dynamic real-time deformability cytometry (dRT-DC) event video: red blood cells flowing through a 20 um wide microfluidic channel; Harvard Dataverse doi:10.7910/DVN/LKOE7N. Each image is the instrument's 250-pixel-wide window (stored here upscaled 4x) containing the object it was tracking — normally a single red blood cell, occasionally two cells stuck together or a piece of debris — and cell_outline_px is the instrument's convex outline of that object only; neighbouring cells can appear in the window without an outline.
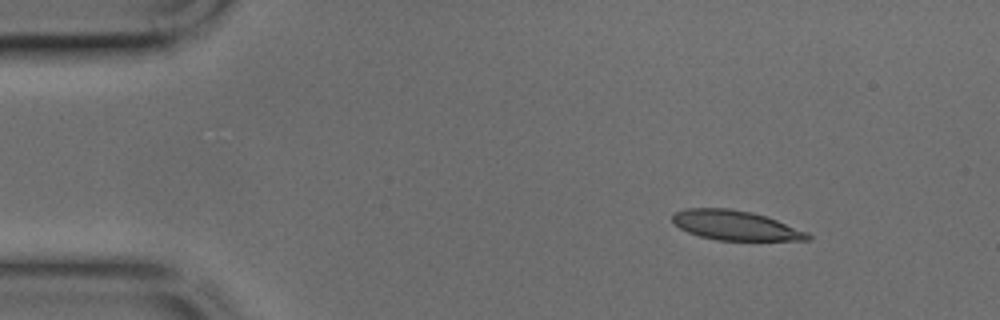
{"species": "common noctule bat (a hibernating species)", "species_latin": "Nyctalus noctula", "temperature_condition": "cold", "stored_images_in_passage": 40, "camera_frame_rate_fps": 3000, "um_per_image_px": 0.085, "animal": {"sex": "male", "body_mass_g": 17.9, "forearm_length_mm": 54.2}, "frame": {"image": 1, "passage_image": 1, "time_ms": 0.0, "image_size_px": [1000, 320], "cell_outline_px": [[812, 240], [716, 240], [700, 236], [688, 232], [680, 228], [672, 220], [672, 212], [688, 208], [728, 208], [752, 212], [776, 220], [808, 232], [812, 236]], "centroid_in_image_um": [62.5, 19.15], "position_along_channel_um": 22.5, "area_um2": 23.24}}
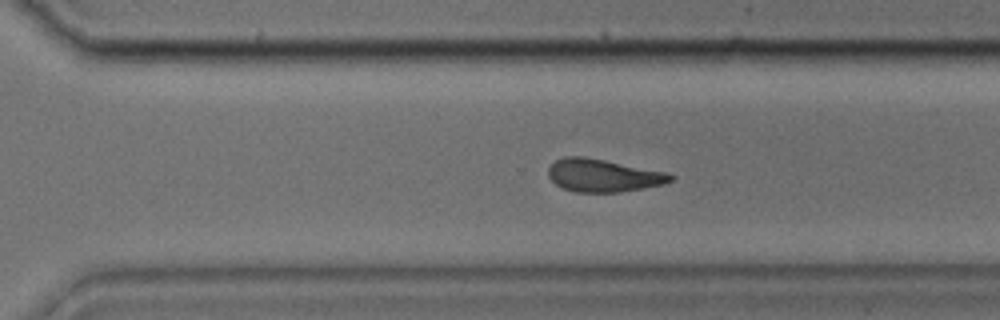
{"frame": {"image": 2, "passage_image": 26, "time_ms": 8.333, "image_size_px": [1000, 320], "cell_outline_px": [[676, 176], [672, 180], [664, 184], [616, 192], [576, 192], [564, 188], [556, 184], [548, 176], [548, 168], [556, 160], [564, 156], [584, 156], [668, 172]], "centroid_in_image_um": [51.27, 14.9], "position_along_channel_um": 319.3, "area_um2": 23.24}}
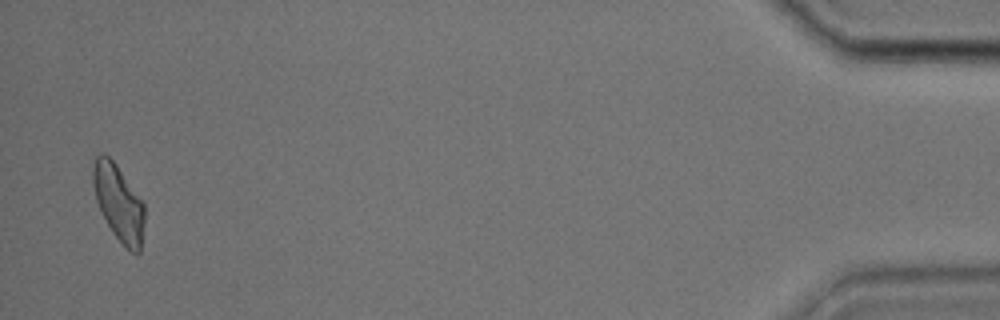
{"frame": {"image": 3, "passage_image": 39, "time_ms": 12.667, "image_size_px": [1000, 320], "cell_outline_px": [[144, 224], [140, 252], [132, 252], [112, 232], [100, 212], [96, 200], [92, 184], [92, 168], [96, 156], [104, 152], [116, 164], [144, 204]], "centroid_in_image_um": [10.05, 17.21], "position_along_channel_um": 425.1, "area_um2": 22.66}}